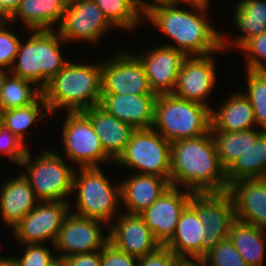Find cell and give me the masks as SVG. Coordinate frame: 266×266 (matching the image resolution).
Segmentation results:
<instances>
[{"mask_svg": "<svg viewBox=\"0 0 266 266\" xmlns=\"http://www.w3.org/2000/svg\"><path fill=\"white\" fill-rule=\"evenodd\" d=\"M209 3L210 0L164 1L149 6L144 18L173 42L162 45L182 51L186 56L226 53L222 49V32L208 18ZM183 4L191 10L183 8Z\"/></svg>", "mask_w": 266, "mask_h": 266, "instance_id": "6da1fadb", "label": "cell"}, {"mask_svg": "<svg viewBox=\"0 0 266 266\" xmlns=\"http://www.w3.org/2000/svg\"><path fill=\"white\" fill-rule=\"evenodd\" d=\"M171 186L192 192H221L228 189L216 143L209 131L197 137L171 142Z\"/></svg>", "mask_w": 266, "mask_h": 266, "instance_id": "7a4b0ae2", "label": "cell"}, {"mask_svg": "<svg viewBox=\"0 0 266 266\" xmlns=\"http://www.w3.org/2000/svg\"><path fill=\"white\" fill-rule=\"evenodd\" d=\"M102 61L68 62L42 89L50 114L78 112L100 104Z\"/></svg>", "mask_w": 266, "mask_h": 266, "instance_id": "3957f363", "label": "cell"}, {"mask_svg": "<svg viewBox=\"0 0 266 266\" xmlns=\"http://www.w3.org/2000/svg\"><path fill=\"white\" fill-rule=\"evenodd\" d=\"M28 33L26 39L21 38L10 73L34 82L43 89L70 61L63 57L61 51V46L66 45V42L55 29L28 30Z\"/></svg>", "mask_w": 266, "mask_h": 266, "instance_id": "277c9868", "label": "cell"}, {"mask_svg": "<svg viewBox=\"0 0 266 266\" xmlns=\"http://www.w3.org/2000/svg\"><path fill=\"white\" fill-rule=\"evenodd\" d=\"M73 202L70 209L80 216L100 220L108 226L122 211L121 184L114 185L102 167L76 168L73 178Z\"/></svg>", "mask_w": 266, "mask_h": 266, "instance_id": "5b68a950", "label": "cell"}, {"mask_svg": "<svg viewBox=\"0 0 266 266\" xmlns=\"http://www.w3.org/2000/svg\"><path fill=\"white\" fill-rule=\"evenodd\" d=\"M153 128L170 142L197 138L211 128V109L201 103L158 94L155 100Z\"/></svg>", "mask_w": 266, "mask_h": 266, "instance_id": "8992f818", "label": "cell"}, {"mask_svg": "<svg viewBox=\"0 0 266 266\" xmlns=\"http://www.w3.org/2000/svg\"><path fill=\"white\" fill-rule=\"evenodd\" d=\"M43 148L35 158L28 149L19 165L26 172L21 173L39 201H70L76 168L61 153Z\"/></svg>", "mask_w": 266, "mask_h": 266, "instance_id": "52a82bcc", "label": "cell"}, {"mask_svg": "<svg viewBox=\"0 0 266 266\" xmlns=\"http://www.w3.org/2000/svg\"><path fill=\"white\" fill-rule=\"evenodd\" d=\"M171 142L154 128L135 129L125 151L114 162L138 174L157 175L169 181ZM137 171V172H136Z\"/></svg>", "mask_w": 266, "mask_h": 266, "instance_id": "ba28073f", "label": "cell"}, {"mask_svg": "<svg viewBox=\"0 0 266 266\" xmlns=\"http://www.w3.org/2000/svg\"><path fill=\"white\" fill-rule=\"evenodd\" d=\"M64 119L61 127L64 158L78 168L101 167L110 161L114 163L104 152L89 117L83 111L67 112Z\"/></svg>", "mask_w": 266, "mask_h": 266, "instance_id": "9c48e42d", "label": "cell"}, {"mask_svg": "<svg viewBox=\"0 0 266 266\" xmlns=\"http://www.w3.org/2000/svg\"><path fill=\"white\" fill-rule=\"evenodd\" d=\"M73 211L67 213L54 243L59 261L67 256L101 251L109 242V233H103L104 228L108 229L106 223Z\"/></svg>", "mask_w": 266, "mask_h": 266, "instance_id": "30bf717a", "label": "cell"}, {"mask_svg": "<svg viewBox=\"0 0 266 266\" xmlns=\"http://www.w3.org/2000/svg\"><path fill=\"white\" fill-rule=\"evenodd\" d=\"M102 60L101 94L157 95L149 86L141 61L127 49Z\"/></svg>", "mask_w": 266, "mask_h": 266, "instance_id": "8fae6325", "label": "cell"}, {"mask_svg": "<svg viewBox=\"0 0 266 266\" xmlns=\"http://www.w3.org/2000/svg\"><path fill=\"white\" fill-rule=\"evenodd\" d=\"M189 205L197 212L205 225L204 257L221 240L229 238L230 228L236 220L230 193L194 192Z\"/></svg>", "mask_w": 266, "mask_h": 266, "instance_id": "7c38bea8", "label": "cell"}, {"mask_svg": "<svg viewBox=\"0 0 266 266\" xmlns=\"http://www.w3.org/2000/svg\"><path fill=\"white\" fill-rule=\"evenodd\" d=\"M111 29L116 30L94 0H69L56 30L66 44L80 40L97 44Z\"/></svg>", "mask_w": 266, "mask_h": 266, "instance_id": "4fadbf2b", "label": "cell"}, {"mask_svg": "<svg viewBox=\"0 0 266 266\" xmlns=\"http://www.w3.org/2000/svg\"><path fill=\"white\" fill-rule=\"evenodd\" d=\"M70 211V201H39L10 231L14 241L22 244L54 245L62 223ZM45 242V243H44Z\"/></svg>", "mask_w": 266, "mask_h": 266, "instance_id": "5bb4252c", "label": "cell"}, {"mask_svg": "<svg viewBox=\"0 0 266 266\" xmlns=\"http://www.w3.org/2000/svg\"><path fill=\"white\" fill-rule=\"evenodd\" d=\"M216 53L205 56H187L176 78L174 94L176 97L194 101L212 109L208 96L218 82L215 57Z\"/></svg>", "mask_w": 266, "mask_h": 266, "instance_id": "9a60e30c", "label": "cell"}, {"mask_svg": "<svg viewBox=\"0 0 266 266\" xmlns=\"http://www.w3.org/2000/svg\"><path fill=\"white\" fill-rule=\"evenodd\" d=\"M194 192L170 186L140 215L161 246L174 236L179 218L189 205Z\"/></svg>", "mask_w": 266, "mask_h": 266, "instance_id": "2e32d148", "label": "cell"}, {"mask_svg": "<svg viewBox=\"0 0 266 266\" xmlns=\"http://www.w3.org/2000/svg\"><path fill=\"white\" fill-rule=\"evenodd\" d=\"M109 226V243L116 249L141 258L161 245L140 214L121 212Z\"/></svg>", "mask_w": 266, "mask_h": 266, "instance_id": "e0dca14e", "label": "cell"}, {"mask_svg": "<svg viewBox=\"0 0 266 266\" xmlns=\"http://www.w3.org/2000/svg\"><path fill=\"white\" fill-rule=\"evenodd\" d=\"M136 53L133 52L143 65L150 89L157 95L172 93L177 74L187 56L165 45H158L142 54Z\"/></svg>", "mask_w": 266, "mask_h": 266, "instance_id": "ac0fdd59", "label": "cell"}, {"mask_svg": "<svg viewBox=\"0 0 266 266\" xmlns=\"http://www.w3.org/2000/svg\"><path fill=\"white\" fill-rule=\"evenodd\" d=\"M235 217L266 230V178L240 179L228 185Z\"/></svg>", "mask_w": 266, "mask_h": 266, "instance_id": "d6986e66", "label": "cell"}, {"mask_svg": "<svg viewBox=\"0 0 266 266\" xmlns=\"http://www.w3.org/2000/svg\"><path fill=\"white\" fill-rule=\"evenodd\" d=\"M157 95L101 94L99 106L134 129L153 128Z\"/></svg>", "mask_w": 266, "mask_h": 266, "instance_id": "ffe728a7", "label": "cell"}, {"mask_svg": "<svg viewBox=\"0 0 266 266\" xmlns=\"http://www.w3.org/2000/svg\"><path fill=\"white\" fill-rule=\"evenodd\" d=\"M133 173L120 182L121 204H123L121 206L124 207L122 209L124 212L141 214L171 185L164 177Z\"/></svg>", "mask_w": 266, "mask_h": 266, "instance_id": "44dd1931", "label": "cell"}, {"mask_svg": "<svg viewBox=\"0 0 266 266\" xmlns=\"http://www.w3.org/2000/svg\"><path fill=\"white\" fill-rule=\"evenodd\" d=\"M0 188V219L12 229L36 207L39 200L21 172L12 179H6Z\"/></svg>", "mask_w": 266, "mask_h": 266, "instance_id": "7402d4cb", "label": "cell"}, {"mask_svg": "<svg viewBox=\"0 0 266 266\" xmlns=\"http://www.w3.org/2000/svg\"><path fill=\"white\" fill-rule=\"evenodd\" d=\"M204 232L205 225L188 205L179 218L174 236L165 246L182 261H201L204 258Z\"/></svg>", "mask_w": 266, "mask_h": 266, "instance_id": "603a6c76", "label": "cell"}, {"mask_svg": "<svg viewBox=\"0 0 266 266\" xmlns=\"http://www.w3.org/2000/svg\"><path fill=\"white\" fill-rule=\"evenodd\" d=\"M233 7V24L240 34L228 38L222 33L224 51H237L248 39L266 33V0H239Z\"/></svg>", "mask_w": 266, "mask_h": 266, "instance_id": "cb8c5ba5", "label": "cell"}, {"mask_svg": "<svg viewBox=\"0 0 266 266\" xmlns=\"http://www.w3.org/2000/svg\"><path fill=\"white\" fill-rule=\"evenodd\" d=\"M83 112L89 117L104 152L115 162L125 151L135 129L107 113L99 105Z\"/></svg>", "mask_w": 266, "mask_h": 266, "instance_id": "d4e9b609", "label": "cell"}, {"mask_svg": "<svg viewBox=\"0 0 266 266\" xmlns=\"http://www.w3.org/2000/svg\"><path fill=\"white\" fill-rule=\"evenodd\" d=\"M257 127L253 106L240 91H234L217 108L211 109L210 131L237 132Z\"/></svg>", "mask_w": 266, "mask_h": 266, "instance_id": "484cf974", "label": "cell"}, {"mask_svg": "<svg viewBox=\"0 0 266 266\" xmlns=\"http://www.w3.org/2000/svg\"><path fill=\"white\" fill-rule=\"evenodd\" d=\"M69 0H22L7 19L13 25L19 19L26 31L55 30L61 24ZM53 27V28H52Z\"/></svg>", "mask_w": 266, "mask_h": 266, "instance_id": "4316f807", "label": "cell"}, {"mask_svg": "<svg viewBox=\"0 0 266 266\" xmlns=\"http://www.w3.org/2000/svg\"><path fill=\"white\" fill-rule=\"evenodd\" d=\"M266 178V131L250 130V146L226 169L228 185L240 179Z\"/></svg>", "mask_w": 266, "mask_h": 266, "instance_id": "83f0119b", "label": "cell"}, {"mask_svg": "<svg viewBox=\"0 0 266 266\" xmlns=\"http://www.w3.org/2000/svg\"><path fill=\"white\" fill-rule=\"evenodd\" d=\"M229 239L249 266H263L266 253V230L235 220Z\"/></svg>", "mask_w": 266, "mask_h": 266, "instance_id": "f1b7e54d", "label": "cell"}, {"mask_svg": "<svg viewBox=\"0 0 266 266\" xmlns=\"http://www.w3.org/2000/svg\"><path fill=\"white\" fill-rule=\"evenodd\" d=\"M0 113L1 123L24 143L26 141L25 136L28 134V129L32 128L34 123L37 124L38 120L40 122L41 119L43 120L50 115L43 95L30 105L0 111Z\"/></svg>", "mask_w": 266, "mask_h": 266, "instance_id": "f546056e", "label": "cell"}, {"mask_svg": "<svg viewBox=\"0 0 266 266\" xmlns=\"http://www.w3.org/2000/svg\"><path fill=\"white\" fill-rule=\"evenodd\" d=\"M118 30L132 31L144 22V11L134 0H94ZM143 21V22H142Z\"/></svg>", "mask_w": 266, "mask_h": 266, "instance_id": "4dcf8cb0", "label": "cell"}, {"mask_svg": "<svg viewBox=\"0 0 266 266\" xmlns=\"http://www.w3.org/2000/svg\"><path fill=\"white\" fill-rule=\"evenodd\" d=\"M41 95L42 89L34 82L10 73L0 93V111L30 105Z\"/></svg>", "mask_w": 266, "mask_h": 266, "instance_id": "1f68e13d", "label": "cell"}, {"mask_svg": "<svg viewBox=\"0 0 266 266\" xmlns=\"http://www.w3.org/2000/svg\"><path fill=\"white\" fill-rule=\"evenodd\" d=\"M210 132L216 143L219 161L225 170L250 146V130Z\"/></svg>", "mask_w": 266, "mask_h": 266, "instance_id": "d6a6232c", "label": "cell"}, {"mask_svg": "<svg viewBox=\"0 0 266 266\" xmlns=\"http://www.w3.org/2000/svg\"><path fill=\"white\" fill-rule=\"evenodd\" d=\"M246 89L242 93L250 100L259 129L266 131V71H245Z\"/></svg>", "mask_w": 266, "mask_h": 266, "instance_id": "836d02e7", "label": "cell"}, {"mask_svg": "<svg viewBox=\"0 0 266 266\" xmlns=\"http://www.w3.org/2000/svg\"><path fill=\"white\" fill-rule=\"evenodd\" d=\"M201 261L205 266H249L229 238L207 251Z\"/></svg>", "mask_w": 266, "mask_h": 266, "instance_id": "e575fe53", "label": "cell"}, {"mask_svg": "<svg viewBox=\"0 0 266 266\" xmlns=\"http://www.w3.org/2000/svg\"><path fill=\"white\" fill-rule=\"evenodd\" d=\"M23 253L15 256L17 266H54L59 262L57 255L53 254L55 251L54 245L48 248L43 244H22ZM54 250V251H53Z\"/></svg>", "mask_w": 266, "mask_h": 266, "instance_id": "d590c367", "label": "cell"}, {"mask_svg": "<svg viewBox=\"0 0 266 266\" xmlns=\"http://www.w3.org/2000/svg\"><path fill=\"white\" fill-rule=\"evenodd\" d=\"M12 25L8 20L0 19V66L8 70L14 65L21 42V36L11 31Z\"/></svg>", "mask_w": 266, "mask_h": 266, "instance_id": "8d00e7d4", "label": "cell"}, {"mask_svg": "<svg viewBox=\"0 0 266 266\" xmlns=\"http://www.w3.org/2000/svg\"><path fill=\"white\" fill-rule=\"evenodd\" d=\"M238 50L245 54V69L266 71V33L248 39Z\"/></svg>", "mask_w": 266, "mask_h": 266, "instance_id": "74e56055", "label": "cell"}, {"mask_svg": "<svg viewBox=\"0 0 266 266\" xmlns=\"http://www.w3.org/2000/svg\"><path fill=\"white\" fill-rule=\"evenodd\" d=\"M25 146L20 138L9 131L5 125L0 124V156H8V160L18 166L28 151Z\"/></svg>", "mask_w": 266, "mask_h": 266, "instance_id": "f35d334b", "label": "cell"}, {"mask_svg": "<svg viewBox=\"0 0 266 266\" xmlns=\"http://www.w3.org/2000/svg\"><path fill=\"white\" fill-rule=\"evenodd\" d=\"M102 266H139V258L126 254L107 243L100 251Z\"/></svg>", "mask_w": 266, "mask_h": 266, "instance_id": "ab89813d", "label": "cell"}, {"mask_svg": "<svg viewBox=\"0 0 266 266\" xmlns=\"http://www.w3.org/2000/svg\"><path fill=\"white\" fill-rule=\"evenodd\" d=\"M183 261L168 247L160 246L154 252L139 258V266H180Z\"/></svg>", "mask_w": 266, "mask_h": 266, "instance_id": "60d3db41", "label": "cell"}, {"mask_svg": "<svg viewBox=\"0 0 266 266\" xmlns=\"http://www.w3.org/2000/svg\"><path fill=\"white\" fill-rule=\"evenodd\" d=\"M61 262L65 266H102L100 251L67 256Z\"/></svg>", "mask_w": 266, "mask_h": 266, "instance_id": "b9f144b4", "label": "cell"}, {"mask_svg": "<svg viewBox=\"0 0 266 266\" xmlns=\"http://www.w3.org/2000/svg\"><path fill=\"white\" fill-rule=\"evenodd\" d=\"M22 0H0V19H8Z\"/></svg>", "mask_w": 266, "mask_h": 266, "instance_id": "7bdbcfd3", "label": "cell"}, {"mask_svg": "<svg viewBox=\"0 0 266 266\" xmlns=\"http://www.w3.org/2000/svg\"><path fill=\"white\" fill-rule=\"evenodd\" d=\"M0 266H17L14 256H2L0 258Z\"/></svg>", "mask_w": 266, "mask_h": 266, "instance_id": "ee69618b", "label": "cell"}, {"mask_svg": "<svg viewBox=\"0 0 266 266\" xmlns=\"http://www.w3.org/2000/svg\"><path fill=\"white\" fill-rule=\"evenodd\" d=\"M134 2L143 10L145 11L149 6L157 3H161V0H152L151 2L149 1H143V0H134Z\"/></svg>", "mask_w": 266, "mask_h": 266, "instance_id": "f6af8a7d", "label": "cell"}, {"mask_svg": "<svg viewBox=\"0 0 266 266\" xmlns=\"http://www.w3.org/2000/svg\"><path fill=\"white\" fill-rule=\"evenodd\" d=\"M10 74V70L0 66V93L3 88L6 77Z\"/></svg>", "mask_w": 266, "mask_h": 266, "instance_id": "bcb514c9", "label": "cell"}, {"mask_svg": "<svg viewBox=\"0 0 266 266\" xmlns=\"http://www.w3.org/2000/svg\"><path fill=\"white\" fill-rule=\"evenodd\" d=\"M184 266H205L202 261H184Z\"/></svg>", "mask_w": 266, "mask_h": 266, "instance_id": "7dc6e473", "label": "cell"}, {"mask_svg": "<svg viewBox=\"0 0 266 266\" xmlns=\"http://www.w3.org/2000/svg\"><path fill=\"white\" fill-rule=\"evenodd\" d=\"M164 1H189V0H161V3Z\"/></svg>", "mask_w": 266, "mask_h": 266, "instance_id": "c3c4849f", "label": "cell"}, {"mask_svg": "<svg viewBox=\"0 0 266 266\" xmlns=\"http://www.w3.org/2000/svg\"><path fill=\"white\" fill-rule=\"evenodd\" d=\"M54 266H65L61 261H59L57 264H55Z\"/></svg>", "mask_w": 266, "mask_h": 266, "instance_id": "681fc988", "label": "cell"}]
</instances>
